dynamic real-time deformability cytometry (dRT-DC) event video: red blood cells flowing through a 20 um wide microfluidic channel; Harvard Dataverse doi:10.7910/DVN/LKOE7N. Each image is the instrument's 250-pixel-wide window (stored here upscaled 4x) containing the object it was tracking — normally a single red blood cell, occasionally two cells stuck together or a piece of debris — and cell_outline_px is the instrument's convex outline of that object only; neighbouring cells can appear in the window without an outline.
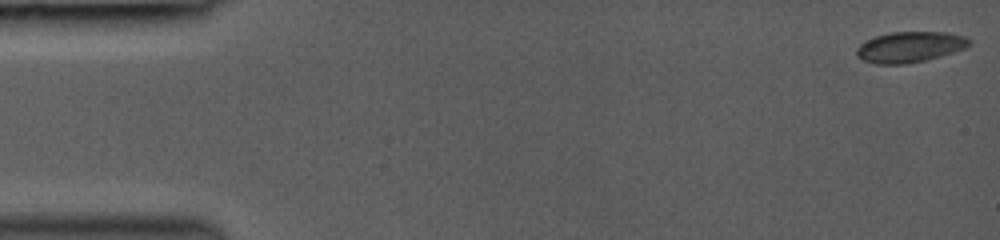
{"species": "common noctule bat (a hibernating species)", "species_latin": "Nyctalus noctula", "temperature_condition": "room temperature", "stored_images_in_passage": 30, "camera_frame_rate_fps": 3000, "um_per_image_px": 0.085, "animal": {"sex": "female", "body_mass_g": 19.0, "forearm_length_mm": 53.3}, "frame": {"image": 1, "passage_image": 1, "time_ms": 0.0, "image_size_px": [1000, 240], "cell_outline_px": [[972, 44], [964, 48], [940, 56], [924, 60], [904, 64], [876, 64], [864, 60], [856, 56], [856, 48], [860, 44], [876, 36], [888, 32], [948, 32], [964, 36], [972, 40]], "centroid_in_image_um": [77.34, 3.98], "position_along_channel_um": 7.7, "area_um2": 20.11}}
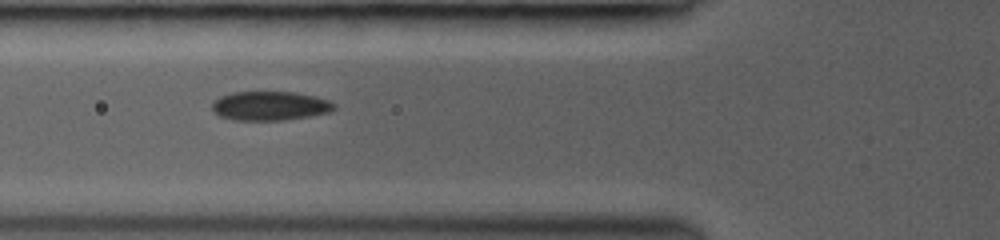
{"frame": {"image": 2, "passage_image": 24, "time_ms": 5.667, "image_size_px": [1000, 240], "cell_outline_px": [[336, 108], [332, 112], [284, 120], [232, 120], [220, 116], [212, 112], [212, 100], [220, 96], [232, 92], [292, 92], [316, 96], [328, 100], [336, 104]], "centroid_in_image_um": [22.93, 9.0], "position_along_channel_um": 102.9, "area_um2": 20.92}}
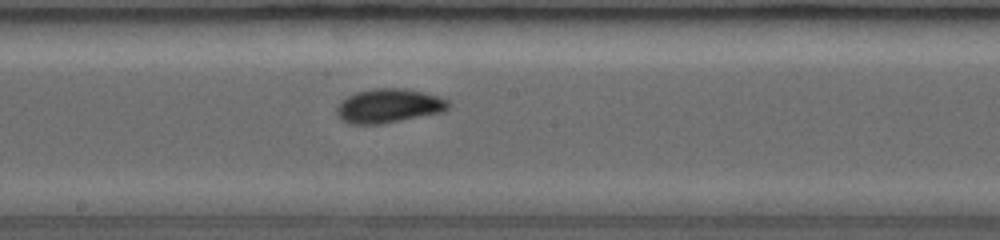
{"frame": {"image": 3, "passage_image": 30, "time_ms": 8.333, "image_size_px": [1000, 240], "cell_outline_px": [[452, 104], [444, 112], [380, 124], [352, 124], [340, 120], [336, 112], [336, 108], [348, 96], [356, 92], [372, 88], [408, 88], [440, 96], [448, 100]], "centroid_in_image_um": [33.09, 8.99], "position_along_channel_um": 215.1, "area_um2": 22.37}}